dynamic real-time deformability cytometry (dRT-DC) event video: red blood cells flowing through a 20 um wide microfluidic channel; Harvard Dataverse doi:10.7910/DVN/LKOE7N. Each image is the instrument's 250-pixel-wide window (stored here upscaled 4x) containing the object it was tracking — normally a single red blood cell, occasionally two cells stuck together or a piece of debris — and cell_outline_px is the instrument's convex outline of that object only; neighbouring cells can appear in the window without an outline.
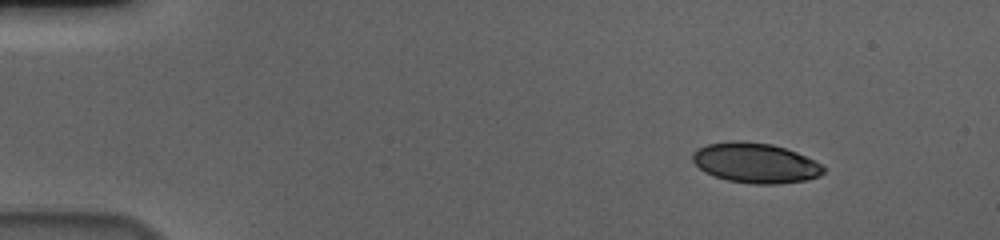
{"species": "human", "species_latin": "Homo sapiens", "temperature_condition": "cold", "stored_images_in_passage": 51, "camera_frame_rate_fps": 3000, "um_per_image_px": 0.085, "donor": {"sex": "male"}, "frame": {"image": 1, "passage_image": 1, "time_ms": 0.0, "image_size_px": [1000, 240], "cell_outline_px": [[824, 172], [820, 176], [808, 180], [776, 184], [752, 184], [728, 180], [704, 172], [692, 160], [692, 152], [696, 148], [708, 144], [736, 140], [772, 144], [796, 152], [820, 164], [824, 168]], "centroid_in_image_um": [64.19, 13.85], "position_along_channel_um": 20.8, "area_um2": 30.4}}
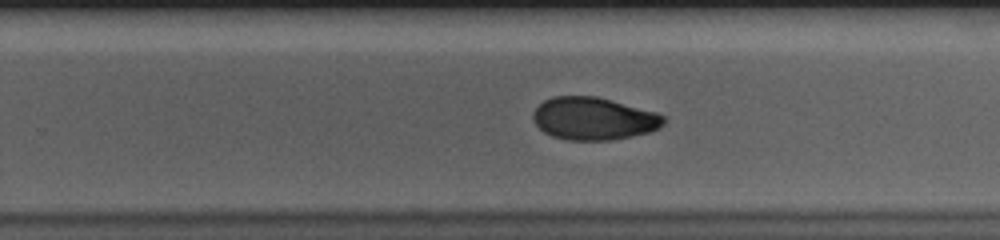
{"frame": {"image": 2, "passage_image": 31, "time_ms": 10.0, "image_size_px": [1000, 240], "cell_outline_px": [[664, 124], [660, 128], [648, 132], [632, 136], [612, 140], [568, 140], [552, 136], [544, 132], [536, 124], [532, 116], [532, 112], [544, 100], [552, 96], [596, 96], [656, 112], [664, 116]], "centroid_in_image_um": [50.45, 10.08], "position_along_channel_um": 279.4, "area_um2": 32.37}}
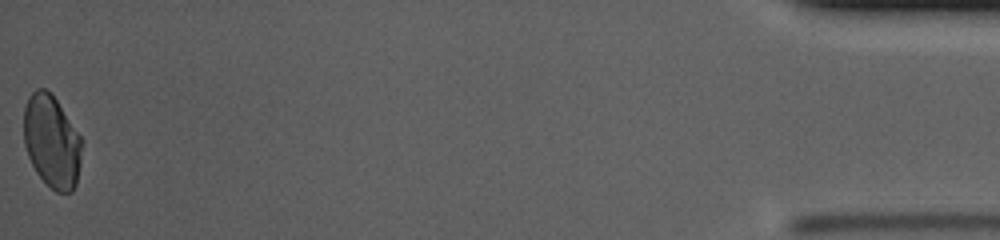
{"frame": {"image": 3, "passage_image": 51, "time_ms": 16.667, "image_size_px": [1000, 240], "cell_outline_px": [[80, 164], [76, 184], [72, 192], [56, 192], [36, 172], [28, 156], [24, 144], [24, 108], [28, 96], [36, 88], [44, 88], [56, 100], [80, 136]], "centroid_in_image_um": [4.37, 12.03], "position_along_channel_um": 430.8, "area_um2": 30.81}, "authors_computed_cell_mechanics": {"area_um2": 32.8304, "velocity_mm_per_s": 3.6492, "shape_relaxation_time_tau1_ms": 6.5239, "shape_relaxation_time_tau2_ms": 2.8034, "deformation_change_tau1": 0.15, "deformation_change_tau2": 0.0607}}